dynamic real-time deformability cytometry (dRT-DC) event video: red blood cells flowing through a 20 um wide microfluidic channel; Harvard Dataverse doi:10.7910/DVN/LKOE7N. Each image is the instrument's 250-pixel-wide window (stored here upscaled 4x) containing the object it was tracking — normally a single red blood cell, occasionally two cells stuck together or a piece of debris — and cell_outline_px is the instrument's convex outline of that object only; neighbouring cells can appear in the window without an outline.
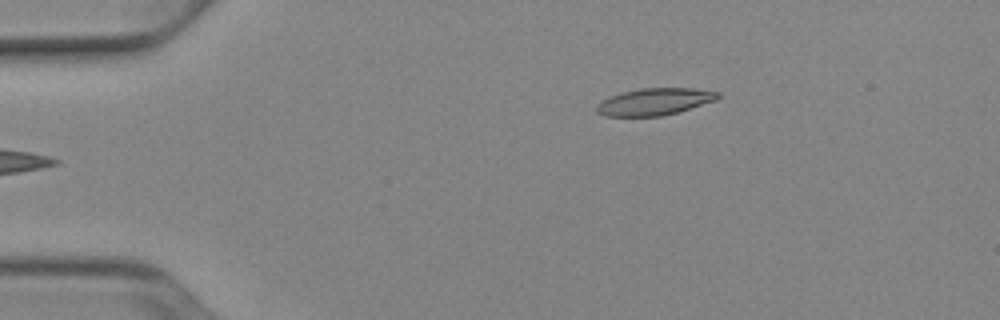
{"species": "Egyptian fruit bat (a non-hibernating species)", "species_latin": "Rousettus aegyptiacus", "temperature_condition": "cold", "stored_images_in_passage": 43, "camera_frame_rate_fps": 3000, "um_per_image_px": 0.085, "animal": {"sex": "female"}, "frame": {"image": 1, "passage_image": 1, "time_ms": 0.0, "image_size_px": [1000, 320], "cell_outline_px": [[720, 96], [716, 100], [676, 112], [660, 116], [604, 116], [596, 112], [596, 108], [604, 100], [620, 92], [640, 88], [692, 88], [720, 92]], "centroid_in_image_um": [55.64, 8.63], "position_along_channel_um": 29.4, "area_um2": 18.79}}
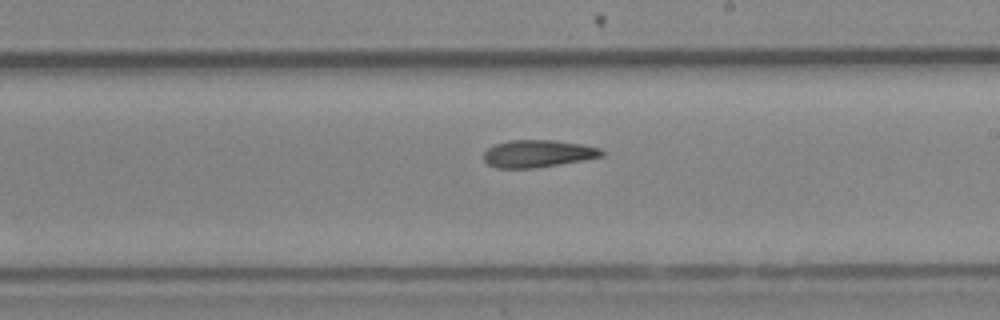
{"frame": {"image": 2, "passage_image": 22, "time_ms": 7.0, "image_size_px": [1000, 320], "cell_outline_px": [[604, 156], [560, 164], [532, 168], [496, 168], [488, 164], [484, 160], [484, 152], [488, 148], [496, 144], [508, 140], [552, 140], [580, 144], [600, 148], [604, 152]], "centroid_in_image_um": [45.7, 13.06], "position_along_channel_um": 243.3, "area_um2": 18.67}}
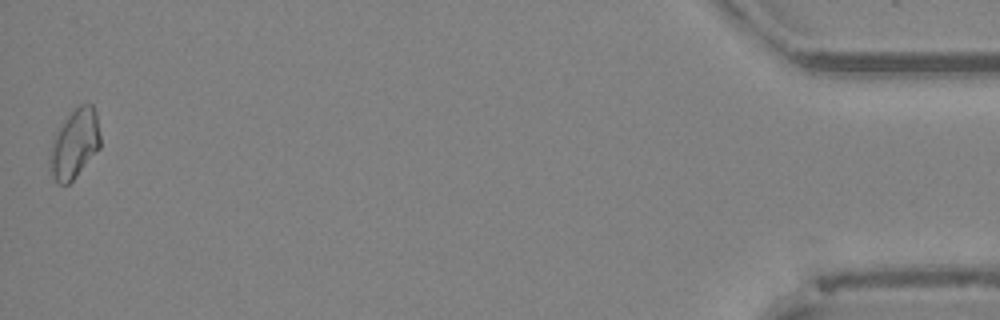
{"frame": {"image": 3, "passage_image": 43, "time_ms": 14.0, "image_size_px": [1000, 320], "cell_outline_px": [[100, 148], [76, 176], [68, 184], [60, 184], [52, 176], [48, 168], [48, 152], [52, 136], [68, 116], [80, 104], [92, 104], [96, 112], [100, 136]], "centroid_in_image_um": [6.29, 12.24], "position_along_channel_um": 428.9, "area_um2": 20.52}}